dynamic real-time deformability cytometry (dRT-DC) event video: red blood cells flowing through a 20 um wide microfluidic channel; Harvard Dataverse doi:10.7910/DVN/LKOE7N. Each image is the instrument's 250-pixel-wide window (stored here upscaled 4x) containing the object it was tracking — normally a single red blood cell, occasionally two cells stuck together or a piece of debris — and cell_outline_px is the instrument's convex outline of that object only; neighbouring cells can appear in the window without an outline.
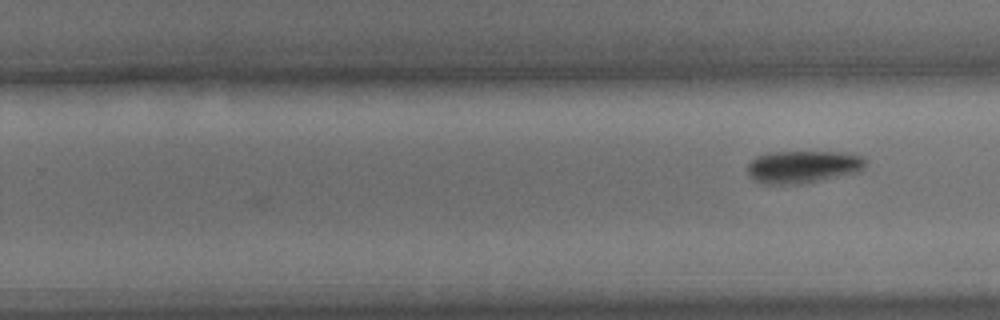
{"species": "common noctule bat (a hibernating species)", "species_latin": "Nyctalus noctula", "temperature_condition": "cold", "stored_images_in_passage": 20, "camera_frame_rate_fps": 3000, "um_per_image_px": 0.085, "animal": {"sex": "male", "body_mass_g": 15.6}, "frame": {"image": 1, "passage_image": 20, "time_ms": 6.333, "image_size_px": [1000, 320], "cell_outline_px": [[868, 160], [864, 168], [860, 172], [804, 184], [764, 184], [756, 180], [748, 172], [748, 164], [756, 156], [772, 152], [840, 152], [864, 156]], "centroid_in_image_um": [68.32, 14.18], "position_along_channel_um": 261.5, "area_um2": 22.54}}